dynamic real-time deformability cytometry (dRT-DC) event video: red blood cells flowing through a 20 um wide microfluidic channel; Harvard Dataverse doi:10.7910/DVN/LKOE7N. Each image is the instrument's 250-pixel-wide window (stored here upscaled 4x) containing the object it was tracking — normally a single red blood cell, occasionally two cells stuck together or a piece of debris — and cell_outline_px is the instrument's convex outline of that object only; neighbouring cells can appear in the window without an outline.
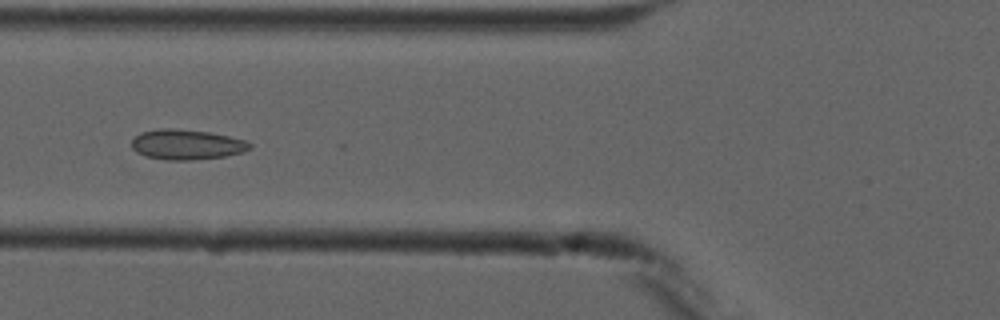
{"species": "common noctule bat (a hibernating species)", "species_latin": "Nyctalus noctula", "temperature_condition": "cold", "stored_images_in_passage": 7, "camera_frame_rate_fps": 3000, "um_per_image_px": 0.085, "animal": {"sex": "male", "forearm_length_mm": 52.5}, "frame": {"image": 1, "passage_image": 5, "time_ms": 4.667, "image_size_px": [1000, 320], "cell_outline_px": [[252, 148], [244, 152], [224, 156], [192, 160], [168, 160], [144, 156], [136, 152], [132, 148], [132, 140], [140, 132], [160, 128], [176, 128], [208, 132], [228, 136], [244, 140], [252, 144]], "centroid_in_image_um": [15.85, 12.28], "position_along_channel_um": 109.9, "area_um2": 20.81}}
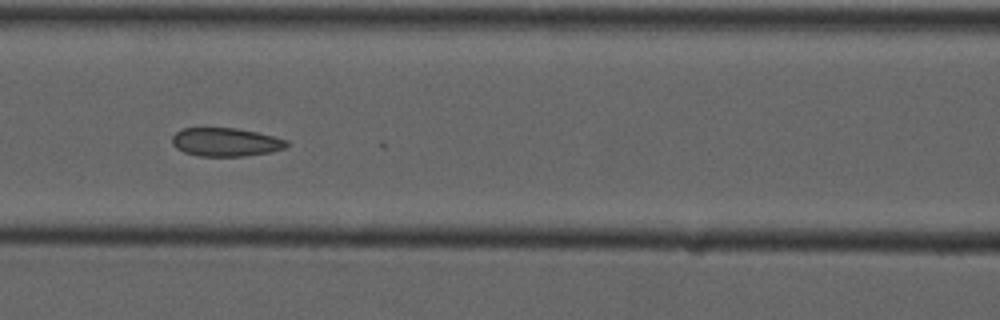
{"frame": {"image": 2, "passage_image": 6, "time_ms": 5.667, "image_size_px": [1000, 320], "cell_outline_px": [[288, 144], [284, 148], [268, 152], [244, 156], [200, 156], [184, 152], [176, 148], [172, 144], [172, 136], [176, 132], [184, 128], [236, 128], [256, 132], [288, 140]], "centroid_in_image_um": [19.15, 12.07], "position_along_channel_um": 147.4, "area_um2": 18.84}}
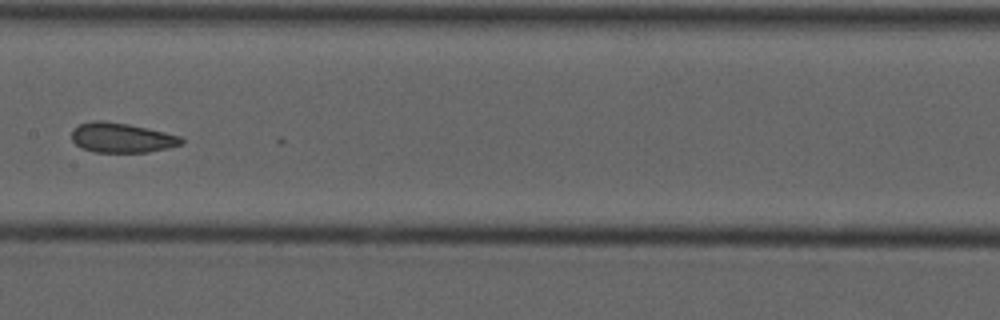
{"frame": {"image": 3, "passage_image": 7, "time_ms": 7.0, "image_size_px": [1000, 320], "cell_outline_px": [[184, 144], [168, 148], [148, 152], [92, 152], [80, 148], [72, 140], [72, 132], [80, 124], [92, 120], [104, 120], [128, 124], [164, 132], [180, 136], [184, 140]], "centroid_in_image_um": [10.34, 11.71], "position_along_channel_um": 197.1, "area_um2": 19.07}}